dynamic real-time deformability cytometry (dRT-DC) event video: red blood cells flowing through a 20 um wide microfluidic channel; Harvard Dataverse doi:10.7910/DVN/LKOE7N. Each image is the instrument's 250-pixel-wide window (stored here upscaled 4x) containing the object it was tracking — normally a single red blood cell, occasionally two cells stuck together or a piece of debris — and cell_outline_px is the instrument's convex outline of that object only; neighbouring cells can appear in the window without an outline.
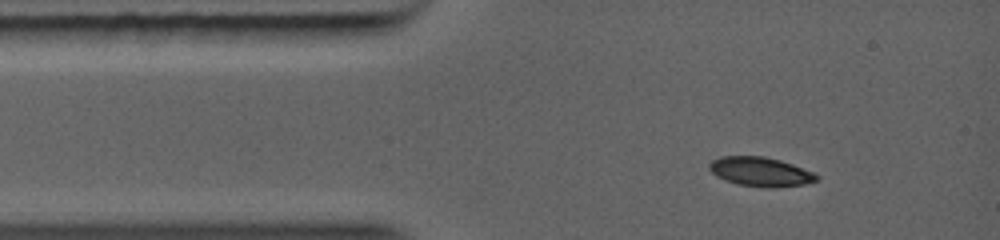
{"species": "common noctule bat (a hibernating species)", "species_latin": "Nyctalus noctula", "temperature_condition": "warm", "stored_images_in_passage": 22, "camera_frame_rate_fps": 5000, "um_per_image_px": 0.085, "animal": {"sex": "female", "body_mass_g": 19.0, "forearm_length_mm": 56.7}, "frame": {"image": 1, "passage_image": 1, "time_ms": 0.0, "image_size_px": [1000, 240], "cell_outline_px": [[820, 180], [804, 184], [772, 188], [768, 188], [736, 184], [724, 180], [716, 176], [708, 168], [708, 164], [712, 160], [720, 156], [764, 156], [780, 160], [792, 164], [812, 172], [820, 176]], "centroid_in_image_um": [64.62, 14.6], "position_along_channel_um": 20.4, "area_um2": 18.44}}
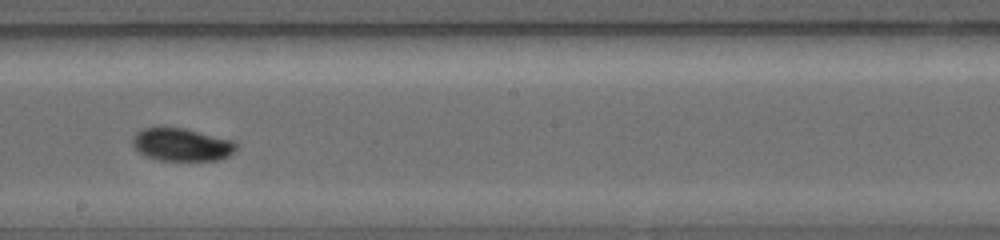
{"frame": {"image": 2, "passage_image": 13, "time_ms": 5.0, "image_size_px": [1000, 240], "cell_outline_px": [[236, 148], [228, 156], [220, 160], [160, 160], [148, 156], [140, 152], [132, 144], [132, 136], [136, 132], [144, 128], [184, 128], [236, 140]], "centroid_in_image_um": [15.47, 12.28], "position_along_channel_um": 232.7, "area_um2": 19.71}}
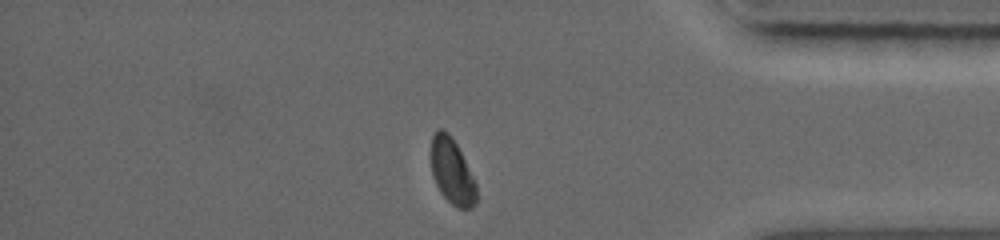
{"frame": {"image": 3, "passage_image": 22, "time_ms": 8.8, "image_size_px": [1000, 240], "cell_outline_px": [[476, 204], [472, 208], [456, 208], [440, 192], [432, 176], [432, 136], [436, 128], [444, 128], [448, 132], [456, 144], [476, 184]], "centroid_in_image_um": [38.41, 14.57], "position_along_channel_um": 396.8, "area_um2": 17.11}}